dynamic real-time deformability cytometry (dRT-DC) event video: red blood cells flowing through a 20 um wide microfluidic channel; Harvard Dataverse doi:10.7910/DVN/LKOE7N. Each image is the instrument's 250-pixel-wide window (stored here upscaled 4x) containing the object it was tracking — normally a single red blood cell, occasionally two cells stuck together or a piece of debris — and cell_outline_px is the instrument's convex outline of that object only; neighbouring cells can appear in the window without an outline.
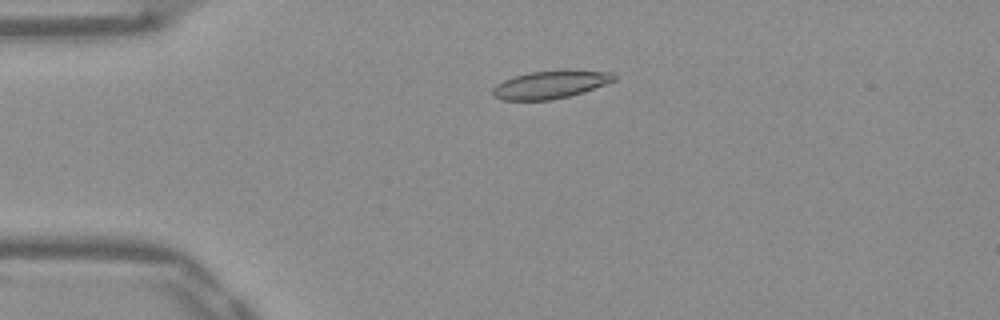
{"species": "Egyptian fruit bat (a non-hibernating species)", "species_latin": "Rousettus aegyptiacus", "temperature_condition": "warm", "stored_images_in_passage": 52, "camera_frame_rate_fps": 3000, "um_per_image_px": 0.085, "frame": {"image": 1, "passage_image": 12, "time_ms": 3.667, "image_size_px": [1000, 320], "cell_outline_px": [[616, 80], [584, 92], [552, 100], [500, 100], [492, 96], [492, 88], [496, 84], [504, 80], [528, 72], [612, 72], [616, 76]], "centroid_in_image_um": [46.71, 7.24], "position_along_channel_um": 38.3, "area_um2": 19.07}}
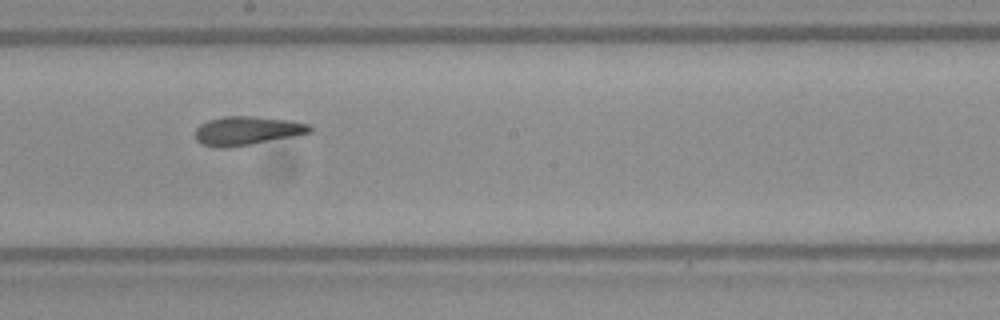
{"frame": {"image": 2, "passage_image": 29, "time_ms": 9.333, "image_size_px": [1000, 320], "cell_outline_px": [[312, 132], [248, 144], [224, 148], [216, 148], [200, 144], [196, 140], [196, 128], [200, 124], [208, 120], [224, 116], [256, 116], [292, 120], [308, 124], [312, 128]], "centroid_in_image_um": [20.95, 11.09], "position_along_channel_um": 227.2, "area_um2": 19.07}}
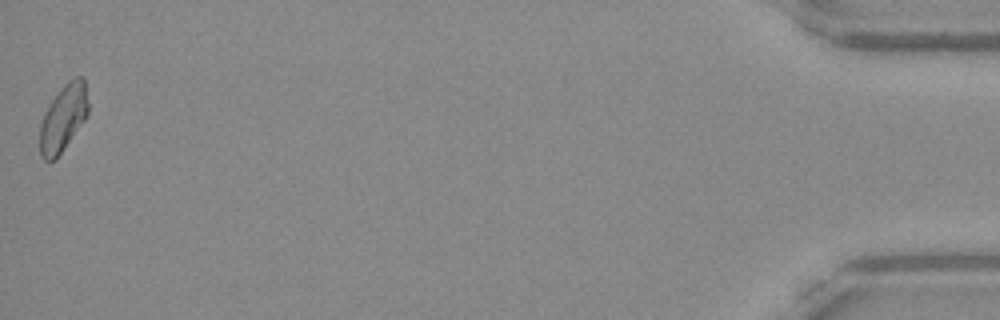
{"frame": {"image": 3, "passage_image": 52, "time_ms": 17.0, "image_size_px": [1000, 320], "cell_outline_px": [[88, 112], [84, 120], [56, 160], [44, 160], [40, 156], [40, 124], [44, 112], [52, 100], [64, 84], [68, 80], [76, 76], [84, 76], [88, 104]], "centroid_in_image_um": [5.37, 10.03], "position_along_channel_um": 429.8, "area_um2": 18.73}, "authors_computed_cell_mechanics": {"area_um2": 19.1318, "velocity_mm_per_s": 3.8963, "shape_relaxation_time_tau1_ms": null, "shape_relaxation_time_tau2_ms": 2.3118, "deformation_change_tau1": null, "deformation_change_tau2": 0.0957}}